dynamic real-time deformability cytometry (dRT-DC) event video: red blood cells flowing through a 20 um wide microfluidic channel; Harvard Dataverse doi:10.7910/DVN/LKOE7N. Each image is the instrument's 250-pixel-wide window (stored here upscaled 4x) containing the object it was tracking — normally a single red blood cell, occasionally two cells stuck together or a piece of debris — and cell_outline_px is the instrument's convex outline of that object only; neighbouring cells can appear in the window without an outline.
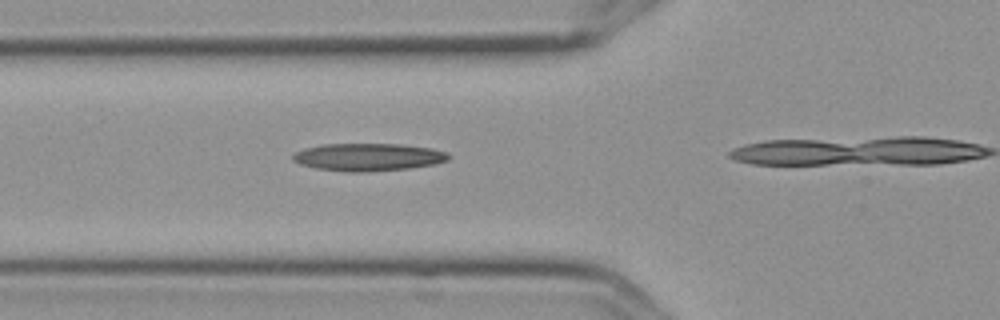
{"species": "Egyptian fruit bat (a non-hibernating species)", "species_latin": "Rousettus aegyptiacus", "temperature_condition": "cold", "stored_images_in_passage": 3, "camera_frame_rate_fps": 3000, "um_per_image_px": 0.085, "frame": {"image": 1, "passage_image": 2, "time_ms": 0.333, "image_size_px": [1000, 320], "cell_outline_px": [[452, 156], [448, 160], [436, 164], [408, 168], [364, 172], [348, 172], [316, 168], [300, 164], [292, 160], [292, 156], [296, 152], [304, 148], [324, 144], [400, 144], [432, 148], [448, 152]], "centroid_in_image_um": [31.33, 13.35], "position_along_channel_um": 94.5, "area_um2": 25.14}}